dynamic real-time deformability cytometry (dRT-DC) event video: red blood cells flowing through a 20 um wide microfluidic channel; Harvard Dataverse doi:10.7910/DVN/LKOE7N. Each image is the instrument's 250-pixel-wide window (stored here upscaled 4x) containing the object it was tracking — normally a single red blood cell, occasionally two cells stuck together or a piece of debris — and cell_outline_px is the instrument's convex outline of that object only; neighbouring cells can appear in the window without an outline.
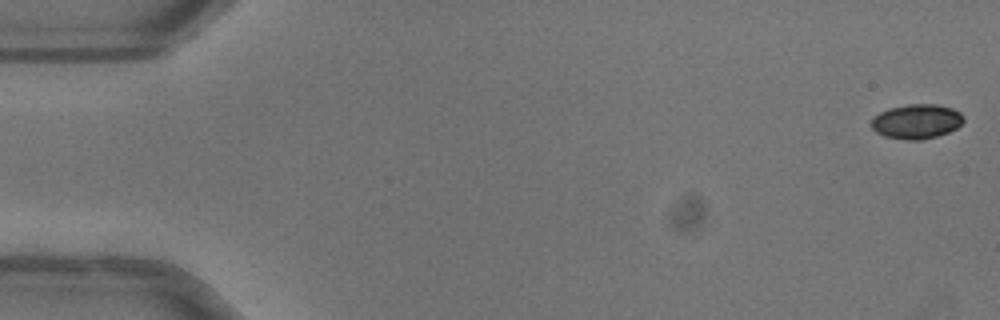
{"species": "common noctule bat (a hibernating species)", "species_latin": "Nyctalus noctula", "temperature_condition": "warm", "stored_images_in_passage": 14, "camera_frame_rate_fps": 3000, "um_per_image_px": 0.085, "animal": {"sex": "female"}, "frame": {"image": 1, "passage_image": 1, "time_ms": 0.0, "image_size_px": [1000, 320], "cell_outline_px": [[964, 120], [956, 128], [948, 132], [936, 136], [920, 140], [908, 140], [884, 136], [876, 132], [872, 128], [872, 120], [880, 112], [888, 108], [908, 104], [936, 104], [952, 108], [960, 112], [964, 116]], "centroid_in_image_um": [77.92, 10.32], "position_along_channel_um": 7.1, "area_um2": 18.5}}
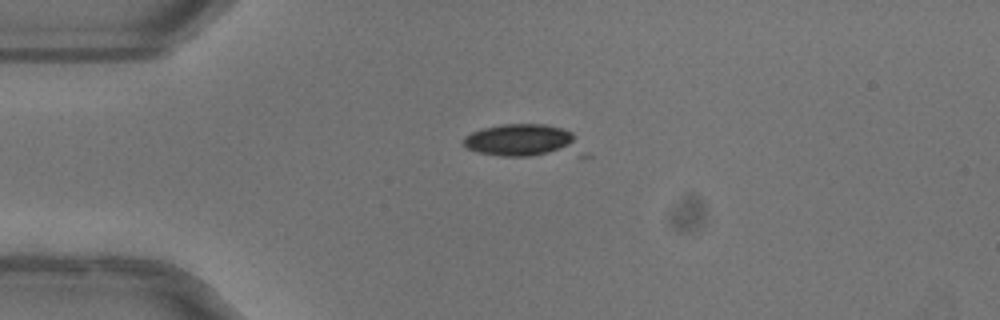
{"frame": {"image": 2, "passage_image": 13, "time_ms": 4.0, "image_size_px": [1000, 320], "cell_outline_px": [[572, 148], [528, 156], [500, 156], [476, 152], [460, 144], [460, 140], [464, 136], [472, 132], [484, 128], [504, 124], [544, 124], [560, 128], [572, 132]], "centroid_in_image_um": [44.05, 11.89], "position_along_channel_um": 41.0, "area_um2": 20.81}}